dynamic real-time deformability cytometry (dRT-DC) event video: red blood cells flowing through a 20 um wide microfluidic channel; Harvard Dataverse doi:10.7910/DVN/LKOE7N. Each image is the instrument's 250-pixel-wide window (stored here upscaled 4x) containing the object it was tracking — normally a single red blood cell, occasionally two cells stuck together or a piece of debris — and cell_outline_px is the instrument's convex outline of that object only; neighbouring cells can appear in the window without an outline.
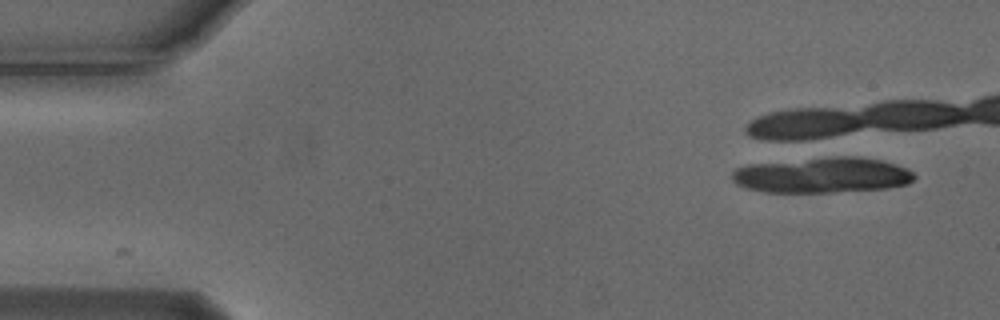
{"species": "Egyptian fruit bat (a non-hibernating species)", "species_latin": "Rousettus aegyptiacus", "temperature_condition": "cold", "stored_images_in_passage": 2, "camera_frame_rate_fps": 3000, "um_per_image_px": 0.085, "animal": {"sex": "male"}, "frame": {"image": 1, "passage_image": 1, "time_ms": 0.0, "image_size_px": [1000, 320], "cell_outline_px": [[916, 176], [908, 184], [888, 188], [832, 192], [764, 192], [748, 188], [736, 184], [732, 180], [732, 172], [736, 168], [748, 164], [836, 156], [856, 156], [880, 160], [896, 164], [908, 168]], "centroid_in_image_um": [69.9, 14.88], "position_along_channel_um": 15.1, "area_um2": 37.8}}